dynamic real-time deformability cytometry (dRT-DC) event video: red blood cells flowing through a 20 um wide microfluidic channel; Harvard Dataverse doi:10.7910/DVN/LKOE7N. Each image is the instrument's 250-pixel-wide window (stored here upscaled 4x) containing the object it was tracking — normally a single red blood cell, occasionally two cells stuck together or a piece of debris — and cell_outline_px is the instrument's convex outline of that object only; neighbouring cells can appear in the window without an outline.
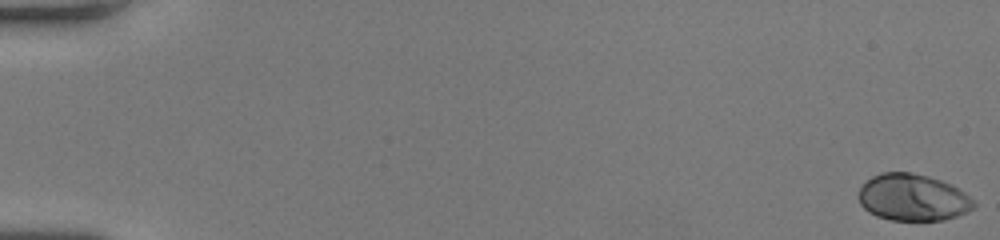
{"species": "human", "species_latin": "Homo sapiens", "temperature_condition": "room temperature", "stored_images_in_passage": 54, "camera_frame_rate_fps": 3000, "um_per_image_px": 0.085, "donor": {"sex": "female"}, "frame": {"image": 1, "passage_image": 1, "time_ms": 0.0, "image_size_px": [1000, 240], "cell_outline_px": [[976, 204], [968, 212], [944, 220], [892, 220], [876, 216], [868, 212], [860, 204], [860, 188], [872, 176], [880, 172], [912, 172], [928, 176], [952, 184], [964, 192]], "centroid_in_image_um": [77.59, 16.78], "position_along_channel_um": 7.4, "area_um2": 31.33}}
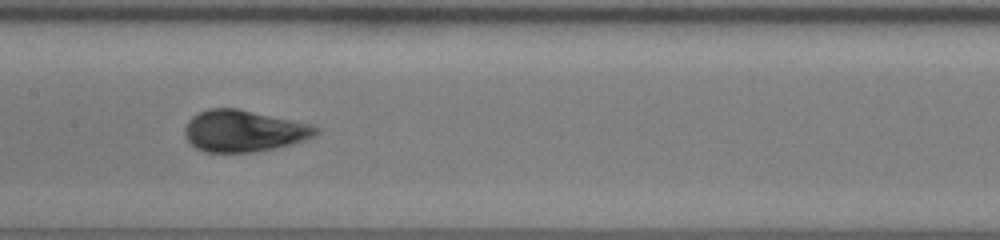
{"frame": {"image": 2, "passage_image": 29, "time_ms": 9.333, "image_size_px": [1000, 240], "cell_outline_px": [[320, 132], [316, 136], [292, 144], [252, 152], [204, 152], [196, 148], [184, 136], [184, 128], [188, 120], [192, 116], [208, 108], [236, 108], [312, 124], [320, 128]], "centroid_in_image_um": [20.72, 11.13], "position_along_channel_um": 186.7, "area_um2": 31.85}}
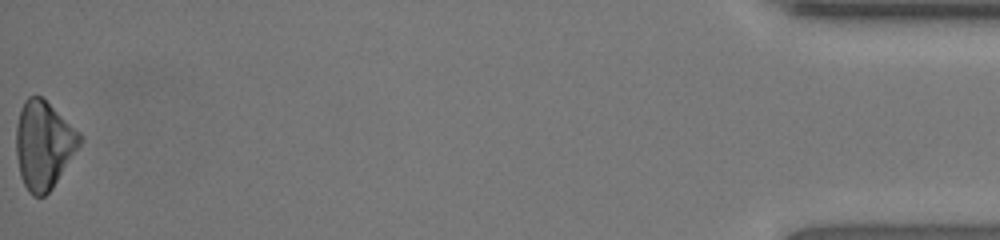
{"frame": {"image": 3, "passage_image": 54, "time_ms": 17.667, "image_size_px": [1000, 240], "cell_outline_px": [[84, 136], [80, 144], [52, 188], [44, 196], [32, 196], [28, 192], [20, 176], [16, 156], [16, 124], [20, 108], [24, 100], [28, 96], [40, 96], [80, 132]], "centroid_in_image_um": [3.68, 12.31], "position_along_channel_um": 431.5, "area_um2": 32.43}, "authors_computed_cell_mechanics": {"area_um2": 31.5588, "velocity_mm_per_s": 4.0505, "shape_relaxation_time_tau1_ms": 4.2265, "shape_relaxation_time_tau2_ms": null, "deformation_change_tau1": 0.1734, "deformation_change_tau2": null}}